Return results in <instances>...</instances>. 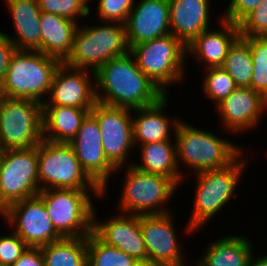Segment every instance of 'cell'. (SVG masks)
<instances>
[{
  "instance_id": "6da1fadb",
  "label": "cell",
  "mask_w": 267,
  "mask_h": 266,
  "mask_svg": "<svg viewBox=\"0 0 267 266\" xmlns=\"http://www.w3.org/2000/svg\"><path fill=\"white\" fill-rule=\"evenodd\" d=\"M94 74L96 100L107 106L139 109L165 96L139 69L130 52L107 61Z\"/></svg>"
},
{
  "instance_id": "7a4b0ae2",
  "label": "cell",
  "mask_w": 267,
  "mask_h": 266,
  "mask_svg": "<svg viewBox=\"0 0 267 266\" xmlns=\"http://www.w3.org/2000/svg\"><path fill=\"white\" fill-rule=\"evenodd\" d=\"M177 165L183 179L207 170L223 169L232 164L244 149L214 131L197 128L185 119L178 122L175 131ZM184 165V166H183ZM182 167L186 168L184 171ZM183 170V171H181ZM185 172V173H184ZM193 172V173H191ZM187 176V177H186Z\"/></svg>"
},
{
  "instance_id": "3957f363",
  "label": "cell",
  "mask_w": 267,
  "mask_h": 266,
  "mask_svg": "<svg viewBox=\"0 0 267 266\" xmlns=\"http://www.w3.org/2000/svg\"><path fill=\"white\" fill-rule=\"evenodd\" d=\"M250 162V156L244 157V152L229 166L218 170H207L194 174L195 186L193 209L190 213L185 232L190 235L208 225L221 210L230 204L232 198H237L240 179Z\"/></svg>"
},
{
  "instance_id": "277c9868",
  "label": "cell",
  "mask_w": 267,
  "mask_h": 266,
  "mask_svg": "<svg viewBox=\"0 0 267 266\" xmlns=\"http://www.w3.org/2000/svg\"><path fill=\"white\" fill-rule=\"evenodd\" d=\"M61 62L35 50H15L0 84V95L43 104Z\"/></svg>"
},
{
  "instance_id": "5b68a950",
  "label": "cell",
  "mask_w": 267,
  "mask_h": 266,
  "mask_svg": "<svg viewBox=\"0 0 267 266\" xmlns=\"http://www.w3.org/2000/svg\"><path fill=\"white\" fill-rule=\"evenodd\" d=\"M101 23L97 25L91 20V23L77 26L72 49L64 64L95 72L107 61L129 52L125 24Z\"/></svg>"
},
{
  "instance_id": "8992f818",
  "label": "cell",
  "mask_w": 267,
  "mask_h": 266,
  "mask_svg": "<svg viewBox=\"0 0 267 266\" xmlns=\"http://www.w3.org/2000/svg\"><path fill=\"white\" fill-rule=\"evenodd\" d=\"M123 171L125 175L122 179V192L117 200L115 212L132 215L172 212L167 204L175 198V192L179 187L172 179L139 171L133 165L117 168L115 174L118 172L120 175Z\"/></svg>"
},
{
  "instance_id": "52a82bcc",
  "label": "cell",
  "mask_w": 267,
  "mask_h": 266,
  "mask_svg": "<svg viewBox=\"0 0 267 266\" xmlns=\"http://www.w3.org/2000/svg\"><path fill=\"white\" fill-rule=\"evenodd\" d=\"M38 196L43 200L55 230L63 238L87 237L92 233L97 208L92 197L104 198L103 190L62 188L41 190Z\"/></svg>"
},
{
  "instance_id": "ba28073f",
  "label": "cell",
  "mask_w": 267,
  "mask_h": 266,
  "mask_svg": "<svg viewBox=\"0 0 267 266\" xmlns=\"http://www.w3.org/2000/svg\"><path fill=\"white\" fill-rule=\"evenodd\" d=\"M129 52L139 69L165 94L186 80V46L171 33L133 46ZM186 66V67H185ZM169 87V88H168Z\"/></svg>"
},
{
  "instance_id": "9c48e42d",
  "label": "cell",
  "mask_w": 267,
  "mask_h": 266,
  "mask_svg": "<svg viewBox=\"0 0 267 266\" xmlns=\"http://www.w3.org/2000/svg\"><path fill=\"white\" fill-rule=\"evenodd\" d=\"M40 191L51 188L103 190L83 169L72 146L43 139L37 145Z\"/></svg>"
},
{
  "instance_id": "30bf717a",
  "label": "cell",
  "mask_w": 267,
  "mask_h": 266,
  "mask_svg": "<svg viewBox=\"0 0 267 266\" xmlns=\"http://www.w3.org/2000/svg\"><path fill=\"white\" fill-rule=\"evenodd\" d=\"M43 140V104L0 95V147L3 150L37 146Z\"/></svg>"
},
{
  "instance_id": "8fae6325",
  "label": "cell",
  "mask_w": 267,
  "mask_h": 266,
  "mask_svg": "<svg viewBox=\"0 0 267 266\" xmlns=\"http://www.w3.org/2000/svg\"><path fill=\"white\" fill-rule=\"evenodd\" d=\"M39 192L37 146L4 150L0 163V214L11 204Z\"/></svg>"
},
{
  "instance_id": "7c38bea8",
  "label": "cell",
  "mask_w": 267,
  "mask_h": 266,
  "mask_svg": "<svg viewBox=\"0 0 267 266\" xmlns=\"http://www.w3.org/2000/svg\"><path fill=\"white\" fill-rule=\"evenodd\" d=\"M90 113L98 122L107 160L116 169L131 166V152L134 154L133 150L136 149L133 140L132 110L97 102Z\"/></svg>"
},
{
  "instance_id": "4fadbf2b",
  "label": "cell",
  "mask_w": 267,
  "mask_h": 266,
  "mask_svg": "<svg viewBox=\"0 0 267 266\" xmlns=\"http://www.w3.org/2000/svg\"><path fill=\"white\" fill-rule=\"evenodd\" d=\"M174 219L173 212L140 215L147 266H188L190 263L187 255H184V248L180 246L182 244L175 232L177 226L174 225Z\"/></svg>"
},
{
  "instance_id": "5bb4252c",
  "label": "cell",
  "mask_w": 267,
  "mask_h": 266,
  "mask_svg": "<svg viewBox=\"0 0 267 266\" xmlns=\"http://www.w3.org/2000/svg\"><path fill=\"white\" fill-rule=\"evenodd\" d=\"M0 217L29 247L40 248L63 238L38 195L11 204Z\"/></svg>"
},
{
  "instance_id": "9a60e30c",
  "label": "cell",
  "mask_w": 267,
  "mask_h": 266,
  "mask_svg": "<svg viewBox=\"0 0 267 266\" xmlns=\"http://www.w3.org/2000/svg\"><path fill=\"white\" fill-rule=\"evenodd\" d=\"M86 173L103 189L106 199L109 181L116 168L107 160L96 118L89 112L76 136L69 142Z\"/></svg>"
},
{
  "instance_id": "2e32d148",
  "label": "cell",
  "mask_w": 267,
  "mask_h": 266,
  "mask_svg": "<svg viewBox=\"0 0 267 266\" xmlns=\"http://www.w3.org/2000/svg\"><path fill=\"white\" fill-rule=\"evenodd\" d=\"M96 103L94 71L60 63L43 106L93 108Z\"/></svg>"
},
{
  "instance_id": "e0dca14e",
  "label": "cell",
  "mask_w": 267,
  "mask_h": 266,
  "mask_svg": "<svg viewBox=\"0 0 267 266\" xmlns=\"http://www.w3.org/2000/svg\"><path fill=\"white\" fill-rule=\"evenodd\" d=\"M215 109L223 131L229 132L230 136L232 133L245 134L261 124L262 117L267 114V99L251 88L237 87Z\"/></svg>"
},
{
  "instance_id": "ac0fdd59",
  "label": "cell",
  "mask_w": 267,
  "mask_h": 266,
  "mask_svg": "<svg viewBox=\"0 0 267 266\" xmlns=\"http://www.w3.org/2000/svg\"><path fill=\"white\" fill-rule=\"evenodd\" d=\"M94 210L93 233L106 245L118 248L147 266V251L140 228V215L117 212L104 221Z\"/></svg>"
},
{
  "instance_id": "d6986e66",
  "label": "cell",
  "mask_w": 267,
  "mask_h": 266,
  "mask_svg": "<svg viewBox=\"0 0 267 266\" xmlns=\"http://www.w3.org/2000/svg\"><path fill=\"white\" fill-rule=\"evenodd\" d=\"M125 32L129 50L170 34L168 0H137L125 22Z\"/></svg>"
},
{
  "instance_id": "ffe728a7",
  "label": "cell",
  "mask_w": 267,
  "mask_h": 266,
  "mask_svg": "<svg viewBox=\"0 0 267 266\" xmlns=\"http://www.w3.org/2000/svg\"><path fill=\"white\" fill-rule=\"evenodd\" d=\"M163 96L153 105L132 110L133 140L135 147L153 142L175 140V131L181 117L166 113L169 96ZM169 105V107H168ZM173 131V132H172Z\"/></svg>"
},
{
  "instance_id": "44dd1931",
  "label": "cell",
  "mask_w": 267,
  "mask_h": 266,
  "mask_svg": "<svg viewBox=\"0 0 267 266\" xmlns=\"http://www.w3.org/2000/svg\"><path fill=\"white\" fill-rule=\"evenodd\" d=\"M220 29L213 27L203 31L186 46L187 57L200 64L203 69L221 67L229 47L240 36L238 24L218 16ZM221 30V31H220Z\"/></svg>"
},
{
  "instance_id": "7402d4cb",
  "label": "cell",
  "mask_w": 267,
  "mask_h": 266,
  "mask_svg": "<svg viewBox=\"0 0 267 266\" xmlns=\"http://www.w3.org/2000/svg\"><path fill=\"white\" fill-rule=\"evenodd\" d=\"M168 2L170 33L185 46L200 33L210 29L211 0H168Z\"/></svg>"
},
{
  "instance_id": "603a6c76",
  "label": "cell",
  "mask_w": 267,
  "mask_h": 266,
  "mask_svg": "<svg viewBox=\"0 0 267 266\" xmlns=\"http://www.w3.org/2000/svg\"><path fill=\"white\" fill-rule=\"evenodd\" d=\"M12 19L13 35L7 34L16 50L41 52V11L37 0H4Z\"/></svg>"
},
{
  "instance_id": "cb8c5ba5",
  "label": "cell",
  "mask_w": 267,
  "mask_h": 266,
  "mask_svg": "<svg viewBox=\"0 0 267 266\" xmlns=\"http://www.w3.org/2000/svg\"><path fill=\"white\" fill-rule=\"evenodd\" d=\"M250 238L242 234L225 235L211 240L195 266H248L254 252ZM197 262V263H196Z\"/></svg>"
},
{
  "instance_id": "d4e9b609",
  "label": "cell",
  "mask_w": 267,
  "mask_h": 266,
  "mask_svg": "<svg viewBox=\"0 0 267 266\" xmlns=\"http://www.w3.org/2000/svg\"><path fill=\"white\" fill-rule=\"evenodd\" d=\"M41 53L63 63L72 49L77 22L56 14L41 12Z\"/></svg>"
},
{
  "instance_id": "484cf974",
  "label": "cell",
  "mask_w": 267,
  "mask_h": 266,
  "mask_svg": "<svg viewBox=\"0 0 267 266\" xmlns=\"http://www.w3.org/2000/svg\"><path fill=\"white\" fill-rule=\"evenodd\" d=\"M139 148L140 155L138 156L141 162L137 163L133 160L132 164L136 169L165 176L172 179L178 186L183 185L185 181L177 165L175 140L139 145Z\"/></svg>"
},
{
  "instance_id": "4316f807",
  "label": "cell",
  "mask_w": 267,
  "mask_h": 266,
  "mask_svg": "<svg viewBox=\"0 0 267 266\" xmlns=\"http://www.w3.org/2000/svg\"><path fill=\"white\" fill-rule=\"evenodd\" d=\"M92 108L43 106V139L69 143Z\"/></svg>"
},
{
  "instance_id": "83f0119b",
  "label": "cell",
  "mask_w": 267,
  "mask_h": 266,
  "mask_svg": "<svg viewBox=\"0 0 267 266\" xmlns=\"http://www.w3.org/2000/svg\"><path fill=\"white\" fill-rule=\"evenodd\" d=\"M45 266H88L87 237H67L40 247Z\"/></svg>"
},
{
  "instance_id": "f1b7e54d",
  "label": "cell",
  "mask_w": 267,
  "mask_h": 266,
  "mask_svg": "<svg viewBox=\"0 0 267 266\" xmlns=\"http://www.w3.org/2000/svg\"><path fill=\"white\" fill-rule=\"evenodd\" d=\"M221 68L232 77L237 87L251 88L253 59L249 43L243 37L239 36L229 47Z\"/></svg>"
},
{
  "instance_id": "f546056e",
  "label": "cell",
  "mask_w": 267,
  "mask_h": 266,
  "mask_svg": "<svg viewBox=\"0 0 267 266\" xmlns=\"http://www.w3.org/2000/svg\"><path fill=\"white\" fill-rule=\"evenodd\" d=\"M88 266H144L122 250L106 245L93 232L87 236Z\"/></svg>"
},
{
  "instance_id": "4dcf8cb0",
  "label": "cell",
  "mask_w": 267,
  "mask_h": 266,
  "mask_svg": "<svg viewBox=\"0 0 267 266\" xmlns=\"http://www.w3.org/2000/svg\"><path fill=\"white\" fill-rule=\"evenodd\" d=\"M205 71L202 79V94L214 104V108L228 97L236 88L232 77L221 67H210Z\"/></svg>"
},
{
  "instance_id": "1f68e13d",
  "label": "cell",
  "mask_w": 267,
  "mask_h": 266,
  "mask_svg": "<svg viewBox=\"0 0 267 266\" xmlns=\"http://www.w3.org/2000/svg\"><path fill=\"white\" fill-rule=\"evenodd\" d=\"M253 59L251 89L267 99V37H243Z\"/></svg>"
},
{
  "instance_id": "d6a6232c",
  "label": "cell",
  "mask_w": 267,
  "mask_h": 266,
  "mask_svg": "<svg viewBox=\"0 0 267 266\" xmlns=\"http://www.w3.org/2000/svg\"><path fill=\"white\" fill-rule=\"evenodd\" d=\"M41 12L69 18L78 24L82 17L90 15V0H37ZM81 17V18H80ZM80 18V19H79Z\"/></svg>"
},
{
  "instance_id": "836d02e7",
  "label": "cell",
  "mask_w": 267,
  "mask_h": 266,
  "mask_svg": "<svg viewBox=\"0 0 267 266\" xmlns=\"http://www.w3.org/2000/svg\"><path fill=\"white\" fill-rule=\"evenodd\" d=\"M238 27L240 37H267V0L249 12Z\"/></svg>"
},
{
  "instance_id": "e575fe53",
  "label": "cell",
  "mask_w": 267,
  "mask_h": 266,
  "mask_svg": "<svg viewBox=\"0 0 267 266\" xmlns=\"http://www.w3.org/2000/svg\"><path fill=\"white\" fill-rule=\"evenodd\" d=\"M135 3V0H98L94 13L97 11L99 21L125 24Z\"/></svg>"
},
{
  "instance_id": "d590c367",
  "label": "cell",
  "mask_w": 267,
  "mask_h": 266,
  "mask_svg": "<svg viewBox=\"0 0 267 266\" xmlns=\"http://www.w3.org/2000/svg\"><path fill=\"white\" fill-rule=\"evenodd\" d=\"M29 246L12 230L0 235V264L12 266Z\"/></svg>"
},
{
  "instance_id": "8d00e7d4",
  "label": "cell",
  "mask_w": 267,
  "mask_h": 266,
  "mask_svg": "<svg viewBox=\"0 0 267 266\" xmlns=\"http://www.w3.org/2000/svg\"><path fill=\"white\" fill-rule=\"evenodd\" d=\"M263 0H230L223 11V20L238 24L249 12L255 9Z\"/></svg>"
},
{
  "instance_id": "74e56055",
  "label": "cell",
  "mask_w": 267,
  "mask_h": 266,
  "mask_svg": "<svg viewBox=\"0 0 267 266\" xmlns=\"http://www.w3.org/2000/svg\"><path fill=\"white\" fill-rule=\"evenodd\" d=\"M16 48L5 32L0 31V84L9 66V61Z\"/></svg>"
},
{
  "instance_id": "f35d334b",
  "label": "cell",
  "mask_w": 267,
  "mask_h": 266,
  "mask_svg": "<svg viewBox=\"0 0 267 266\" xmlns=\"http://www.w3.org/2000/svg\"><path fill=\"white\" fill-rule=\"evenodd\" d=\"M12 266H45L41 249L29 247Z\"/></svg>"
},
{
  "instance_id": "ab89813d",
  "label": "cell",
  "mask_w": 267,
  "mask_h": 266,
  "mask_svg": "<svg viewBox=\"0 0 267 266\" xmlns=\"http://www.w3.org/2000/svg\"><path fill=\"white\" fill-rule=\"evenodd\" d=\"M257 256H255V251H254L249 260L248 266H267V253L264 255L262 254Z\"/></svg>"
},
{
  "instance_id": "60d3db41",
  "label": "cell",
  "mask_w": 267,
  "mask_h": 266,
  "mask_svg": "<svg viewBox=\"0 0 267 266\" xmlns=\"http://www.w3.org/2000/svg\"><path fill=\"white\" fill-rule=\"evenodd\" d=\"M3 149L0 147V163H1V159H2V156H3Z\"/></svg>"
}]
</instances>
